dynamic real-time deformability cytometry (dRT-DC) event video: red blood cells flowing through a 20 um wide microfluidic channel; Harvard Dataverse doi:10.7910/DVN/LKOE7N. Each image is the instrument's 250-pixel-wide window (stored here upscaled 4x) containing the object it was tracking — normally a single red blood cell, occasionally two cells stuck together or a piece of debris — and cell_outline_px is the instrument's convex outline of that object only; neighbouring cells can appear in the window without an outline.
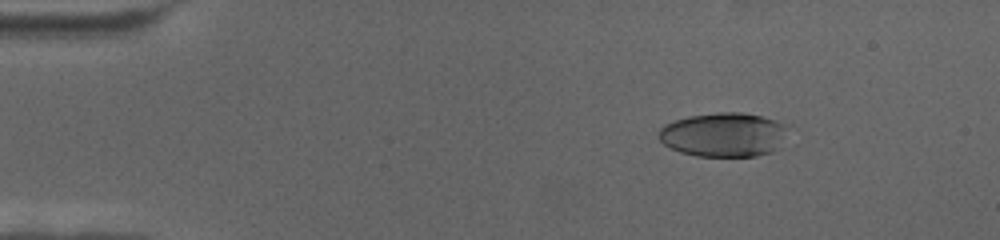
{"species": "human", "species_latin": "Homo sapiens", "temperature_condition": "cold", "stored_images_in_passage": 59, "camera_frame_rate_fps": 3000, "um_per_image_px": 0.085, "donor": {"sex": "female"}, "frame": {"image": 1, "passage_image": 1, "time_ms": 0.0, "image_size_px": [1000, 240], "cell_outline_px": [[784, 148], [772, 152], [756, 156], [696, 156], [680, 152], [664, 144], [656, 136], [660, 128], [664, 124], [688, 116], [716, 112], [744, 112], [760, 116], [784, 124]], "centroid_in_image_um": [61.5, 11.46], "position_along_channel_um": 23.5, "area_um2": 33.47}}
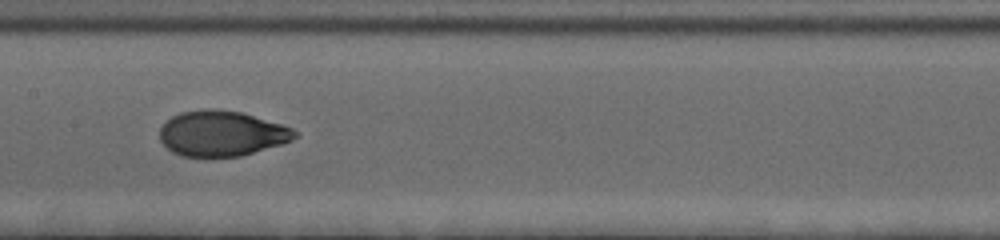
{"frame": {"image": 2, "passage_image": 26, "time_ms": 8.333, "image_size_px": [1000, 240], "cell_outline_px": [[296, 136], [292, 140], [280, 144], [240, 156], [180, 156], [172, 152], [160, 140], [160, 128], [172, 116], [180, 112], [212, 108], [240, 112], [280, 124], [292, 128], [296, 132]], "centroid_in_image_um": [18.81, 11.34], "position_along_channel_um": 188.6, "area_um2": 35.2}}
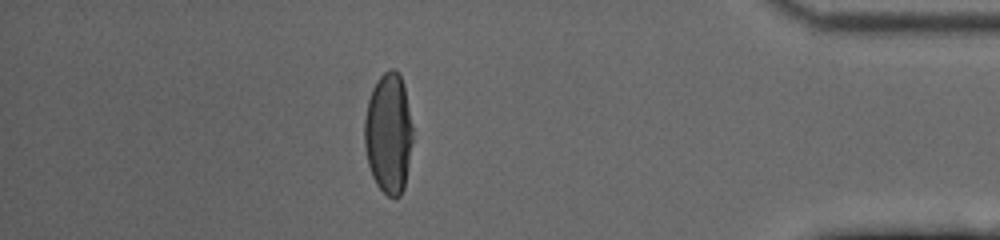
{"frame": {"image": 3, "passage_image": 51, "time_ms": 16.667, "image_size_px": [1000, 240], "cell_outline_px": [[412, 140], [404, 188], [400, 196], [388, 196], [376, 184], [372, 176], [368, 164], [364, 144], [364, 120], [368, 100], [372, 88], [380, 76], [388, 68], [392, 68], [400, 76], [404, 84], [412, 128]], "centroid_in_image_um": [33.01, 11.32], "position_along_channel_um": 402.2, "area_um2": 33.7}}